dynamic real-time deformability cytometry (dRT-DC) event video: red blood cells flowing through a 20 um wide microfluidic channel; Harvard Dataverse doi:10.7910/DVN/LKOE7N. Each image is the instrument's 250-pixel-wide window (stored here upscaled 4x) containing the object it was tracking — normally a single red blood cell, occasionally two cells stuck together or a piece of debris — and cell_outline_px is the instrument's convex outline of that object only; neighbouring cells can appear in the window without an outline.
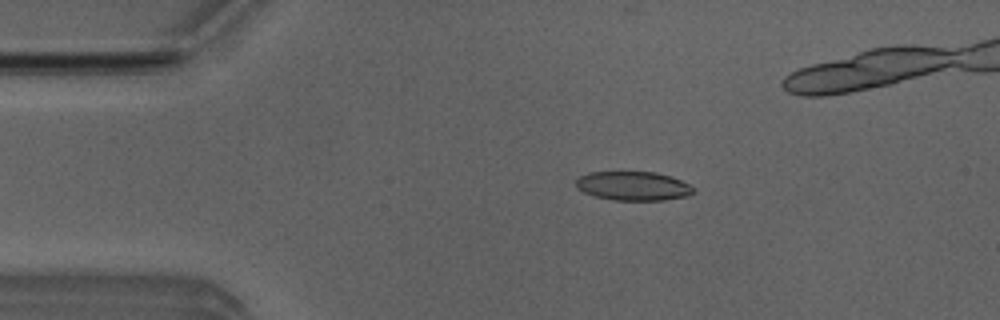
{"species": "Egyptian fruit bat (a non-hibernating species)", "species_latin": "Rousettus aegyptiacus", "temperature_condition": "room temperature", "stored_images_in_passage": 45, "camera_frame_rate_fps": 3000, "um_per_image_px": 0.085, "animal": {"sex": "male"}, "frame": {"image": 1, "passage_image": 10, "time_ms": 3.0, "image_size_px": [1000, 320], "cell_outline_px": [[696, 192], [688, 196], [664, 200], [612, 200], [596, 196], [584, 192], [576, 188], [576, 180], [580, 176], [588, 172], [656, 172], [680, 180], [696, 188]], "centroid_in_image_um": [53.84, 15.81], "position_along_channel_um": 31.2, "area_um2": 19.88}}
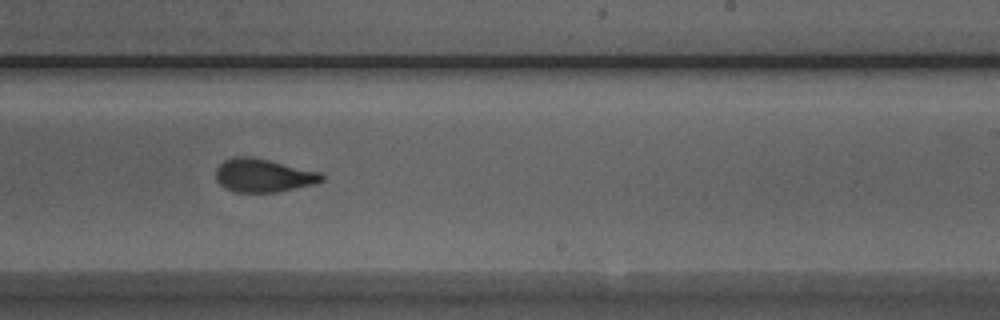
{"frame": {"image": 2, "passage_image": 31, "time_ms": 10.0, "image_size_px": [1000, 320], "cell_outline_px": [[324, 180], [316, 184], [276, 192], [236, 192], [224, 188], [216, 180], [216, 168], [224, 160], [236, 156], [252, 156], [320, 172], [324, 176]], "centroid_in_image_um": [22.37, 14.91], "position_along_channel_um": 266.6, "area_um2": 20.63}}
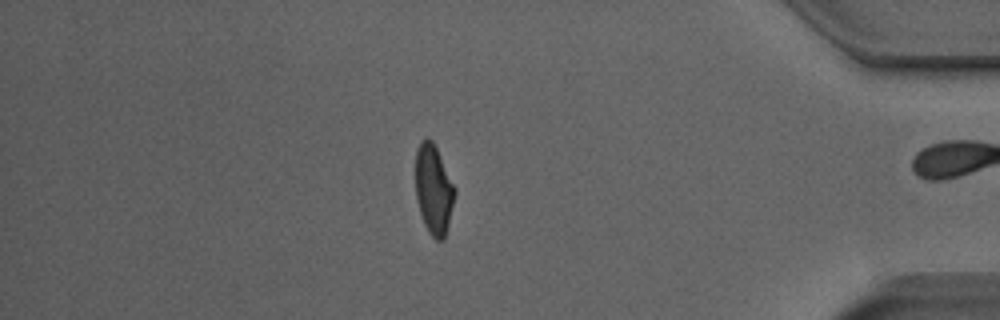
{"frame": {"image": 3, "passage_image": 44, "time_ms": 14.333, "image_size_px": [1000, 320], "cell_outline_px": [[456, 192], [444, 240], [436, 240], [428, 232], [424, 224], [420, 212], [416, 196], [416, 148], [420, 140], [428, 136], [432, 140], [456, 188]], "centroid_in_image_um": [36.85, 16.08], "position_along_channel_um": 398.3, "area_um2": 20.46}, "authors_computed_cell_mechanics": {"area_um2": 20.7502, "velocity_mm_per_s": 3.9843, "shape_relaxation_time_tau1_ms": 6.5143, "shape_relaxation_time_tau2_ms": 1.1335, "deformation_change_tau1": 0.2058, "deformation_change_tau2": 0.0791}}